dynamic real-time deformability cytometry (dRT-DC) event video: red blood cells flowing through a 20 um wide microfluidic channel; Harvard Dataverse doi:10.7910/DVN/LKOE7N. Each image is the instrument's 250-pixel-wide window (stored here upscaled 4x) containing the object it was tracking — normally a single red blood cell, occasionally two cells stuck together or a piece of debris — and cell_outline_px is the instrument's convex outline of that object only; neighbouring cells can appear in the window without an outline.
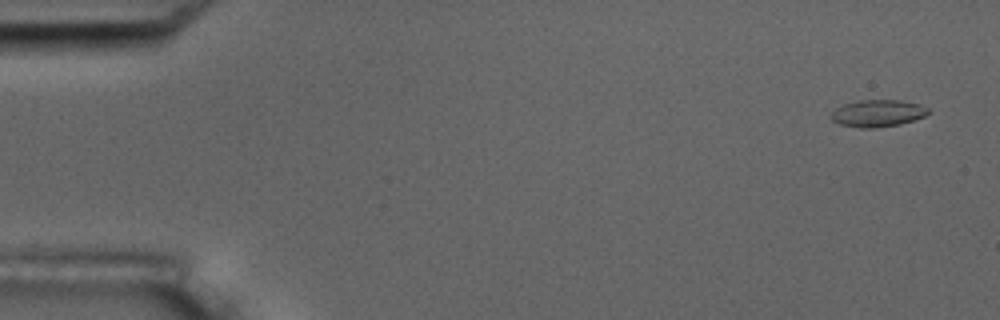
{"species": "common noctule bat (a hibernating species)", "species_latin": "Nyctalus noctula", "temperature_condition": "room temperature", "stored_images_in_passage": 5, "camera_frame_rate_fps": 3000, "um_per_image_px": 0.085, "animal": {"sex": "male", "body_mass_g": 17.5, "forearm_length_mm": 52.3}, "frame": {"image": 1, "passage_image": 1, "time_ms": 0.0, "image_size_px": [1000, 320], "cell_outline_px": [[932, 112], [924, 116], [900, 124], [872, 128], [860, 128], [840, 124], [832, 120], [832, 112], [836, 108], [844, 104], [860, 100], [900, 100], [920, 104], [928, 108]], "centroid_in_image_um": [74.63, 9.62], "position_along_channel_um": 10.4, "area_um2": 15.2}}
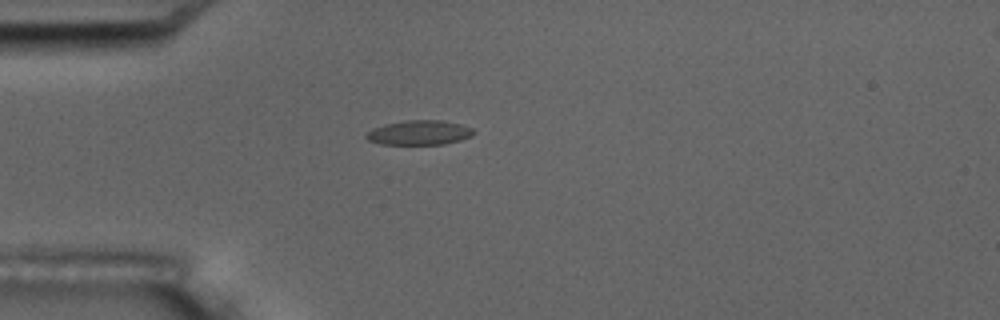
{"frame": {"image": 2, "passage_image": 4, "time_ms": 4.333, "image_size_px": [1000, 320], "cell_outline_px": [[476, 132], [472, 136], [460, 140], [444, 144], [380, 144], [368, 140], [364, 136], [372, 128], [384, 124], [404, 120], [440, 120], [460, 124], [472, 128]], "centroid_in_image_um": [35.63, 11.27], "position_along_channel_um": 49.4, "area_um2": 15.43}}